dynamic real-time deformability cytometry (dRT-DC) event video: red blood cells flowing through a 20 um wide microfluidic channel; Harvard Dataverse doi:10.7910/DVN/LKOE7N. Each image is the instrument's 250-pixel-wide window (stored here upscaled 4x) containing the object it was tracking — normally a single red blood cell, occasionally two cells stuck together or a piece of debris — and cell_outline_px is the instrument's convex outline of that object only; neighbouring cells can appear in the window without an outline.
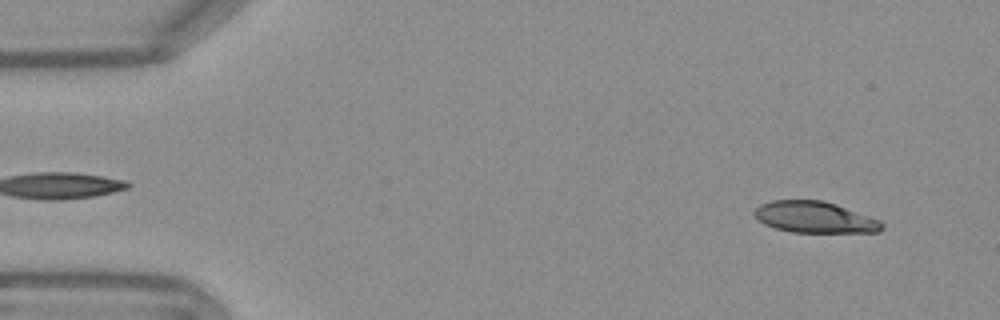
{"species": "Egyptian fruit bat (a non-hibernating species)", "species_latin": "Rousettus aegyptiacus", "temperature_condition": "warm", "stored_images_in_passage": 54, "camera_frame_rate_fps": 3000, "um_per_image_px": 0.085, "frame": {"image": 1, "passage_image": 5, "time_ms": 1.333, "image_size_px": [1000, 320], "cell_outline_px": [[884, 228], [880, 232], [792, 232], [776, 228], [764, 224], [752, 212], [760, 204], [772, 200], [824, 200], [836, 204], [880, 220], [884, 224]], "centroid_in_image_um": [69.27, 18.46], "position_along_channel_um": 15.7, "area_um2": 23.24}}
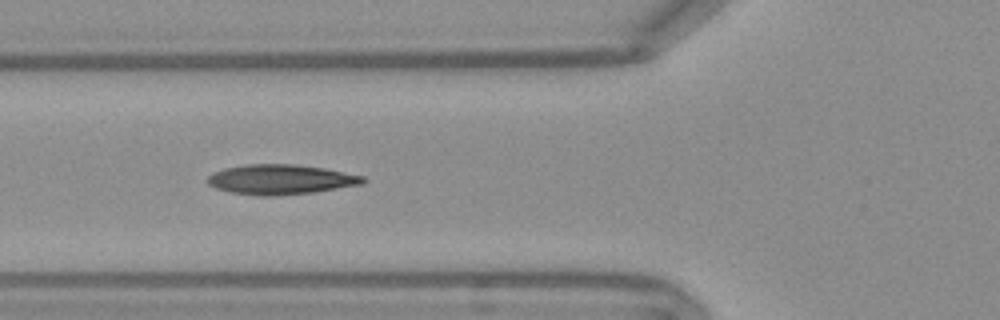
{"frame": {"image": 2, "passage_image": 20, "time_ms": 6.333, "image_size_px": [1000, 320], "cell_outline_px": [[368, 180], [364, 184], [316, 192], [272, 196], [260, 196], [232, 192], [216, 188], [208, 184], [204, 180], [212, 172], [224, 168], [248, 164], [292, 164], [324, 168], [364, 176]], "centroid_in_image_um": [23.86, 15.26], "position_along_channel_um": 101.9, "area_um2": 27.28}}
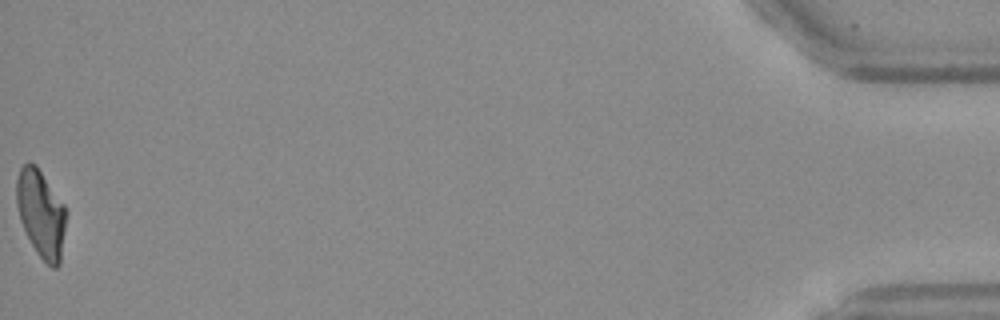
{"frame": {"image": 3, "passage_image": 54, "time_ms": 17.667, "image_size_px": [1000, 320], "cell_outline_px": [[68, 212], [60, 264], [56, 268], [52, 268], [36, 252], [20, 220], [16, 204], [16, 180], [20, 168], [28, 160], [36, 164], [64, 204]], "centroid_in_image_um": [3.5, 18.13], "position_along_channel_um": 431.7, "area_um2": 25.55}, "authors_computed_cell_mechanics": {"area_um2": 25.5187, "velocity_mm_per_s": 3.8011, "shape_relaxation_time_tau1_ms": null, "shape_relaxation_time_tau2_ms": 2.0851, "deformation_change_tau1": null, "deformation_change_tau2": 0.1053}}